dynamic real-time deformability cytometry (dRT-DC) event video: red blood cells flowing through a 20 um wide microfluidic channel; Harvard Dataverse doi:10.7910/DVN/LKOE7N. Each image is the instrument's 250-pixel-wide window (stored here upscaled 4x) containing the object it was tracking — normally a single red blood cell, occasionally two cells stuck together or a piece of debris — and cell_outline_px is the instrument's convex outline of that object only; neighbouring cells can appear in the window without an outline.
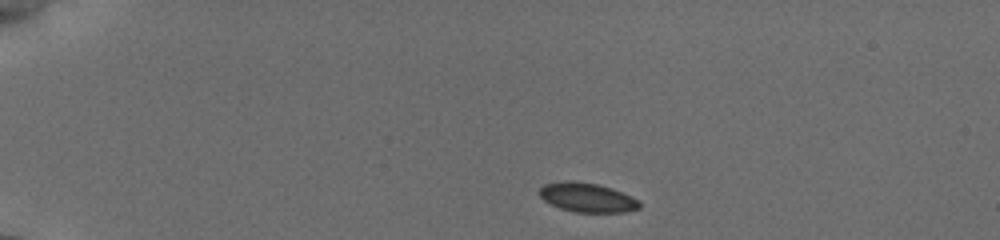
{"species": "common noctule bat (a hibernating species)", "species_latin": "Nyctalus noctula", "temperature_condition": "cold", "stored_images_in_passage": 27, "camera_frame_rate_fps": 3000, "um_per_image_px": 0.085, "animal": {"sex": "female", "body_mass_g": 19.5, "forearm_length_mm": 54.1}, "frame": {"image": 1, "passage_image": 1, "time_ms": 0.0, "image_size_px": [1000, 240], "cell_outline_px": [[640, 208], [624, 212], [572, 212], [560, 208], [544, 200], [536, 192], [544, 184], [568, 180], [572, 180], [596, 184], [612, 188], [640, 200]], "centroid_in_image_um": [49.89, 16.78], "position_along_channel_um": 35.1, "area_um2": 17.11}}
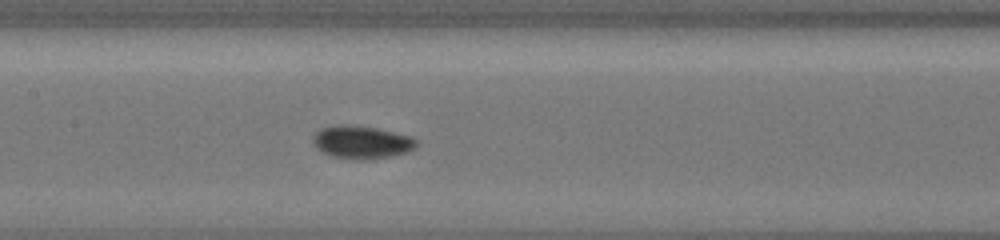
{"frame": {"image": 2, "passage_image": 12, "time_ms": 5.667, "image_size_px": [1000, 240], "cell_outline_px": [[416, 148], [408, 152], [392, 156], [364, 160], [352, 160], [332, 156], [320, 152], [316, 148], [312, 140], [312, 136], [320, 128], [340, 124], [344, 124], [376, 128], [412, 136], [416, 140]], "centroid_in_image_um": [30.71, 12.1], "position_along_channel_um": 176.7, "area_um2": 20.11}}
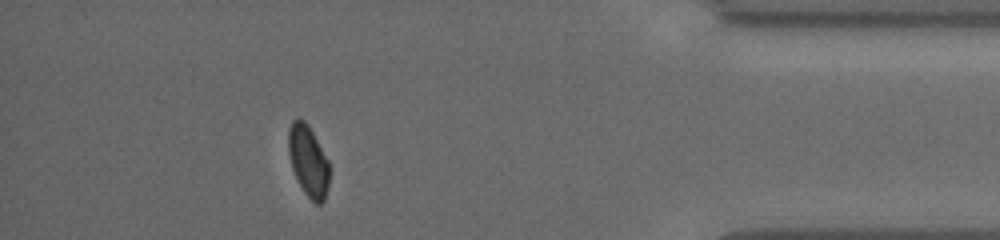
{"frame": {"image": 3, "passage_image": 23, "time_ms": 12.667, "image_size_px": [1000, 240], "cell_outline_px": [[328, 188], [324, 200], [320, 204], [316, 204], [304, 192], [292, 168], [288, 152], [288, 132], [292, 120], [296, 116], [304, 120], [308, 124], [328, 160]], "centroid_in_image_um": [26.18, 13.64], "position_along_channel_um": 409.0, "area_um2": 16.82}, "authors_computed_cell_mechanics": {"area_um2": 18.1492, "velocity_mm_per_s": 3.8264, "shape_relaxation_time_tau1_ms": 3.2263, "shape_relaxation_time_tau2_ms": 8.7251, "deformation_change_tau1": 0.0579, "deformation_change_tau2": 0.0804}}